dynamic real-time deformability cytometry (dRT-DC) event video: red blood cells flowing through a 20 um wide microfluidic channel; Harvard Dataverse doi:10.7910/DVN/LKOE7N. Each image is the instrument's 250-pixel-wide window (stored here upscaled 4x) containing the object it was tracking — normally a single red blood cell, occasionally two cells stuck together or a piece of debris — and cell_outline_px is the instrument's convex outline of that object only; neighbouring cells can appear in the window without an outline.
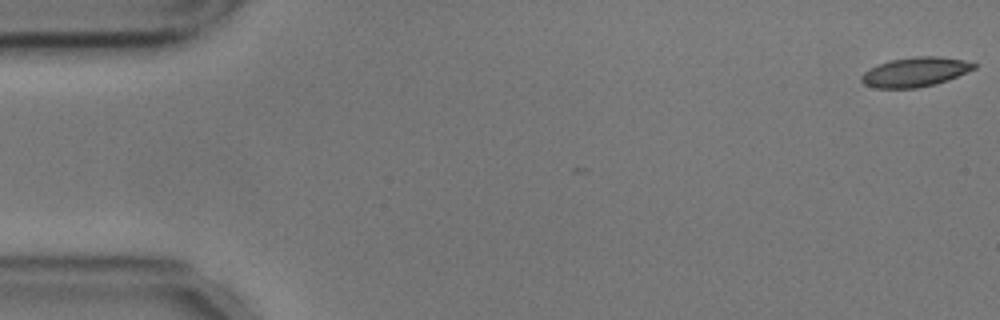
{"species": "common noctule bat (a hibernating species)", "species_latin": "Nyctalus noctula", "temperature_condition": "cold", "stored_images_in_passage": 13, "camera_frame_rate_fps": 3000, "um_per_image_px": 0.085, "animal": {"sex": "male", "body_mass_g": 17.9, "forearm_length_mm": 54.2}, "frame": {"image": 1, "passage_image": 1, "time_ms": 0.0, "image_size_px": [1000, 320], "cell_outline_px": [[976, 68], [948, 80], [936, 84], [916, 88], [876, 88], [864, 84], [860, 80], [860, 76], [868, 68], [876, 64], [892, 60], [916, 56], [940, 56], [964, 60], [976, 64]], "centroid_in_image_um": [77.76, 6.12], "position_along_channel_um": 7.2, "area_um2": 19.42}}